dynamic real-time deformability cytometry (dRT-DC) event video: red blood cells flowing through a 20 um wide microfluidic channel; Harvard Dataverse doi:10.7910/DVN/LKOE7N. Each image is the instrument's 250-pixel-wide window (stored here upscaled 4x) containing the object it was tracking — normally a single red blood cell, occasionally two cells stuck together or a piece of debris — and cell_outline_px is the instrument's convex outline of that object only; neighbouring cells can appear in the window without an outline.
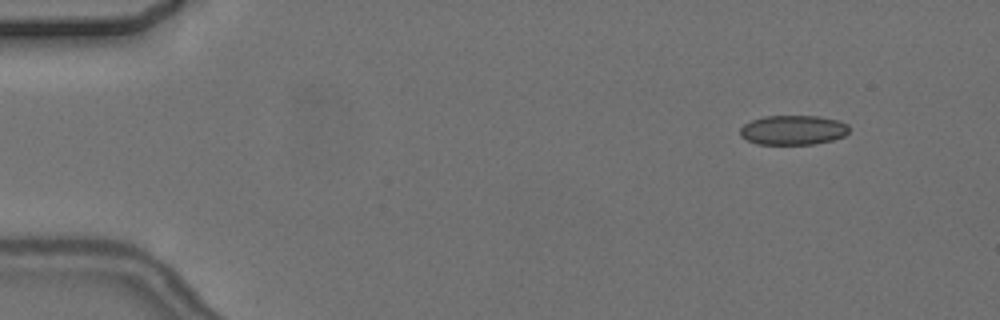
{"species": "common noctule bat (a hibernating species)", "species_latin": "Nyctalus noctula", "temperature_condition": "cold", "stored_images_in_passage": 6, "camera_frame_rate_fps": 3000, "um_per_image_px": 0.085, "animal": {"sex": "female", "body_mass_g": 24.6, "forearm_length_mm": 56.2}, "frame": {"image": 1, "passage_image": 2, "time_ms": 1.0, "image_size_px": [1000, 320], "cell_outline_px": [[848, 132], [844, 136], [832, 140], [812, 144], [756, 144], [740, 136], [740, 128], [744, 124], [752, 120], [764, 116], [820, 116], [840, 120], [848, 124]], "centroid_in_image_um": [67.42, 11.04], "position_along_channel_um": 17.6, "area_um2": 18.84}}
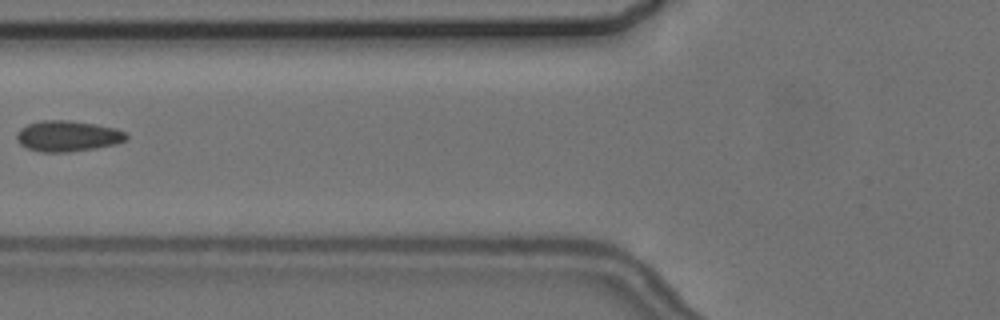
{"frame": {"image": 2, "passage_image": 6, "time_ms": 6.667, "image_size_px": [1000, 320], "cell_outline_px": [[128, 136], [124, 140], [116, 144], [96, 148], [68, 152], [40, 152], [28, 148], [20, 144], [16, 140], [16, 136], [20, 128], [28, 124], [44, 120], [68, 120], [96, 124], [116, 128], [124, 132]], "centroid_in_image_um": [5.74, 11.56], "position_along_channel_um": 120.1, "area_um2": 19.65}}